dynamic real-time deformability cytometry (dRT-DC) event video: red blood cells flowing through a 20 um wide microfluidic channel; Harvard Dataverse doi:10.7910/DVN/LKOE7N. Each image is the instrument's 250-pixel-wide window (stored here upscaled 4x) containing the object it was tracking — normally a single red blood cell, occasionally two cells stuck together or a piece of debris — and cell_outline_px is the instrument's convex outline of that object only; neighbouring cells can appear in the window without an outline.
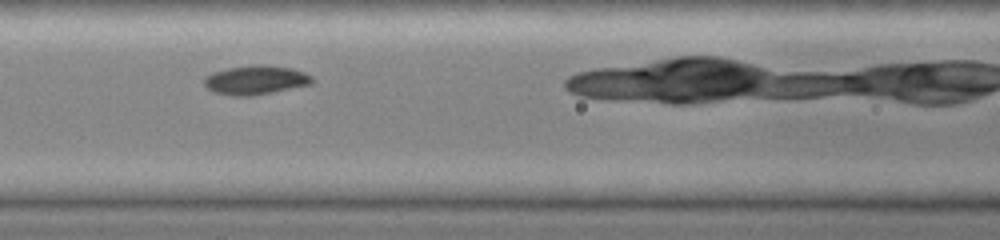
{"species": "common noctule bat (a hibernating species)", "species_latin": "Nyctalus noctula", "temperature_condition": "cold", "stored_images_in_passage": 22, "camera_frame_rate_fps": 3000, "um_per_image_px": 0.085, "animal": {"sex": "female", "body_mass_g": 19.0, "forearm_length_mm": 51.5}, "frame": {"image": 1, "passage_image": 4, "time_ms": 1.0, "image_size_px": [1000, 240], "cell_outline_px": [[316, 80], [312, 84], [252, 96], [232, 96], [212, 92], [204, 84], [204, 76], [212, 72], [228, 68], [256, 64], [264, 64], [292, 68], [304, 72], [312, 76]], "centroid_in_image_um": [21.73, 6.8], "position_along_channel_um": 144.9, "area_um2": 18.55}}
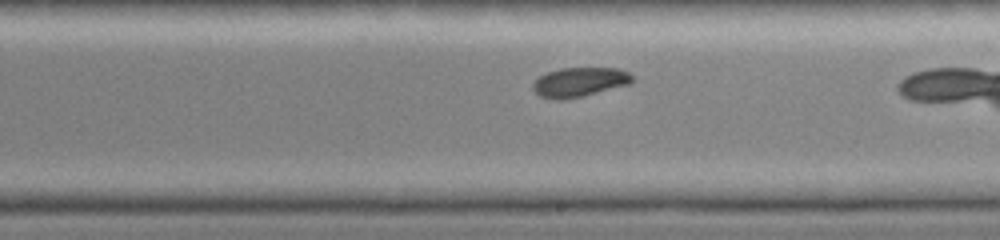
{"frame": {"image": 2, "passage_image": 11, "time_ms": 3.333, "image_size_px": [1000, 240], "cell_outline_px": [[632, 84], [580, 96], [560, 100], [556, 100], [540, 96], [532, 88], [532, 84], [540, 76], [548, 72], [560, 68], [620, 68], [628, 72], [632, 76]], "centroid_in_image_um": [49.27, 6.97], "position_along_channel_um": 239.7, "area_um2": 16.88}}
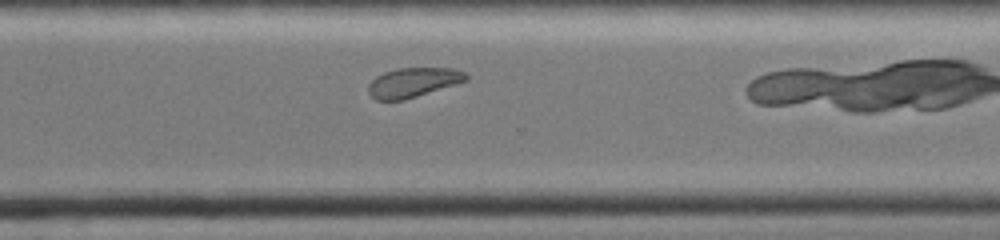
{"frame": {"image": 3, "passage_image": 18, "time_ms": 5.667, "image_size_px": [1000, 240], "cell_outline_px": [[468, 80], [456, 84], [404, 100], [376, 100], [368, 92], [368, 84], [376, 76], [384, 72], [396, 68], [452, 68], [464, 72], [468, 76]], "centroid_in_image_um": [35.1, 7.0], "position_along_channel_um": 335.5, "area_um2": 16.76}}